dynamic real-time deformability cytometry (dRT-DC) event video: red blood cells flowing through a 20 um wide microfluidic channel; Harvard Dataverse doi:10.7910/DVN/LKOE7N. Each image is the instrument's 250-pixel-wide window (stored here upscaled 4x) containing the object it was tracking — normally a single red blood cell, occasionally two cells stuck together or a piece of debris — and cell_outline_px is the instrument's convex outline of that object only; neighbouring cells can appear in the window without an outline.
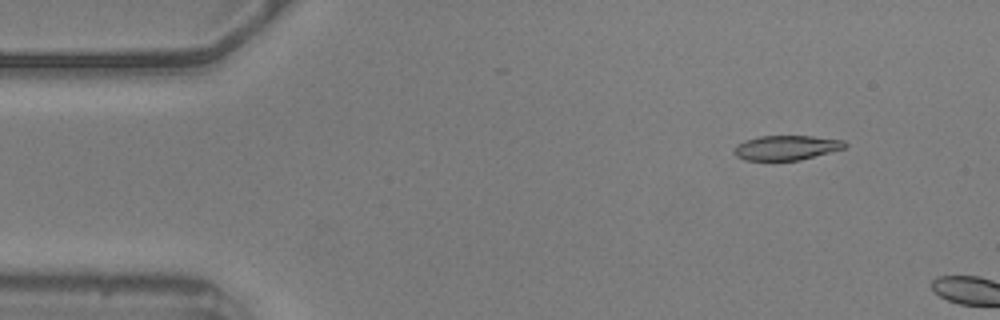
{"species": "common noctule bat (a hibernating species)", "species_latin": "Nyctalus noctula", "temperature_condition": "warm", "stored_images_in_passage": 9, "camera_frame_rate_fps": 3000, "um_per_image_px": 0.085, "animal": {"sex": "male", "body_mass_g": 20.5, "forearm_length_mm": 52.5}, "frame": {"image": 1, "passage_image": 6, "time_ms": 1.667, "image_size_px": [1000, 320], "cell_outline_px": [[848, 144], [844, 148], [800, 160], [744, 160], [736, 156], [732, 152], [732, 148], [736, 144], [744, 140], [760, 136], [812, 136], [844, 140]], "centroid_in_image_um": [66.79, 12.55], "position_along_channel_um": 18.2, "area_um2": 16.01}}